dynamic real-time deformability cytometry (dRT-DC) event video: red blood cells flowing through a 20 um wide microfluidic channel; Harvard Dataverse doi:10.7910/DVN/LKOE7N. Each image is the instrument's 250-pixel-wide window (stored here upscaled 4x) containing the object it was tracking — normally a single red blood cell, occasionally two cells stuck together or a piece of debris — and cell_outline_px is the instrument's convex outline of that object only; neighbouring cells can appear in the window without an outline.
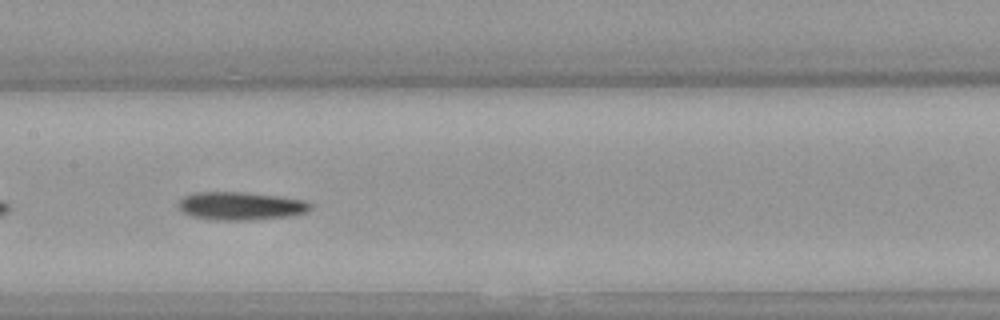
{"species": "Egyptian fruit bat (a non-hibernating species)", "species_latin": "Rousettus aegyptiacus", "temperature_condition": "warm", "stored_images_in_passage": 37, "camera_frame_rate_fps": 3000, "um_per_image_px": 0.085, "animal": {"sex": "female"}, "frame": {"image": 1, "passage_image": 11, "time_ms": 3.333, "image_size_px": [1000, 320], "cell_outline_px": [[312, 204], [304, 212], [288, 216], [248, 220], [220, 220], [192, 216], [180, 212], [176, 208], [176, 204], [184, 196], [192, 192], [240, 192], [280, 196], [308, 200]], "centroid_in_image_um": [20.39, 17.49], "position_along_channel_um": 187.0, "area_um2": 21.68}}
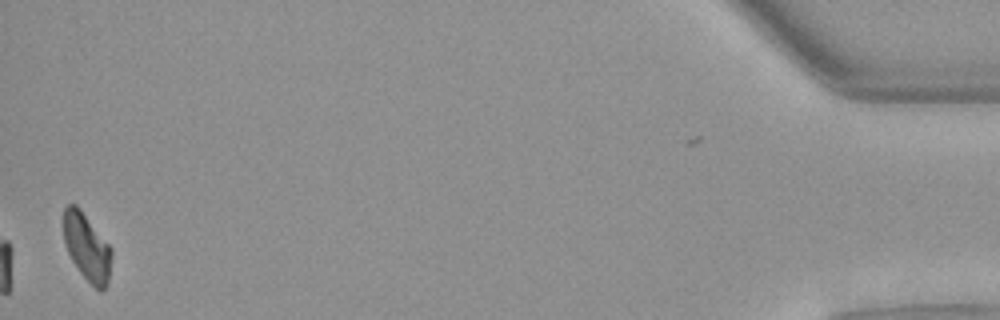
{"frame": {"image": 2, "passage_image": 36, "time_ms": 11.667, "image_size_px": [1000, 320], "cell_outline_px": [[112, 256], [108, 284], [100, 292], [80, 272], [72, 260], [64, 244], [60, 220], [64, 208], [68, 204], [76, 204], [80, 208], [112, 248]], "centroid_in_image_um": [7.34, 20.95], "position_along_channel_um": 427.9, "area_um2": 19.25}}